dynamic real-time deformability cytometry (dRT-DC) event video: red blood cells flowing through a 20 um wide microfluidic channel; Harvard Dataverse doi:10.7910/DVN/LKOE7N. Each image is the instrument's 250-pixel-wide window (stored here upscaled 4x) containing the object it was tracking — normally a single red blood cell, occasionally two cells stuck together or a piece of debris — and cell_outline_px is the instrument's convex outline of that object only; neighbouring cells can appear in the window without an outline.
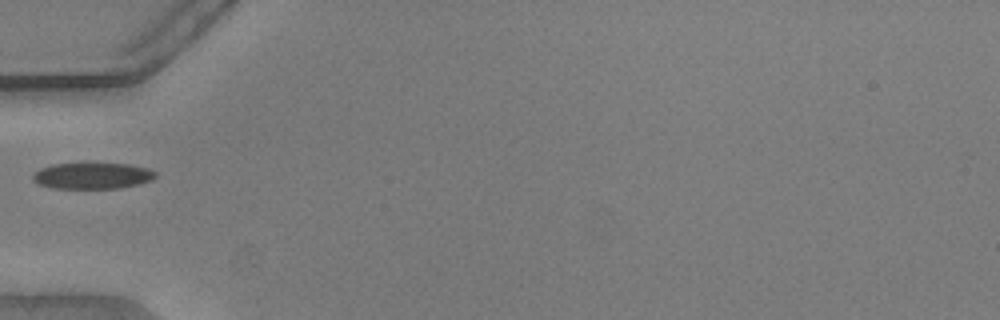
{"species": "common noctule bat (a hibernating species)", "species_latin": "Nyctalus noctula", "temperature_condition": "warm", "stored_images_in_passage": 36, "camera_frame_rate_fps": 3000, "um_per_image_px": 0.085, "animal": {"sex": "male", "body_mass_g": 20.5, "forearm_length_mm": 52.5}, "frame": {"image": 1, "passage_image": 1, "time_ms": 0.0, "image_size_px": [1000, 320], "cell_outline_px": [[156, 176], [152, 180], [140, 184], [120, 188], [52, 188], [40, 184], [32, 180], [32, 176], [40, 168], [52, 164], [128, 164], [148, 168], [156, 172]], "centroid_in_image_um": [7.87, 14.95], "position_along_channel_um": 77.1, "area_um2": 18.61}}
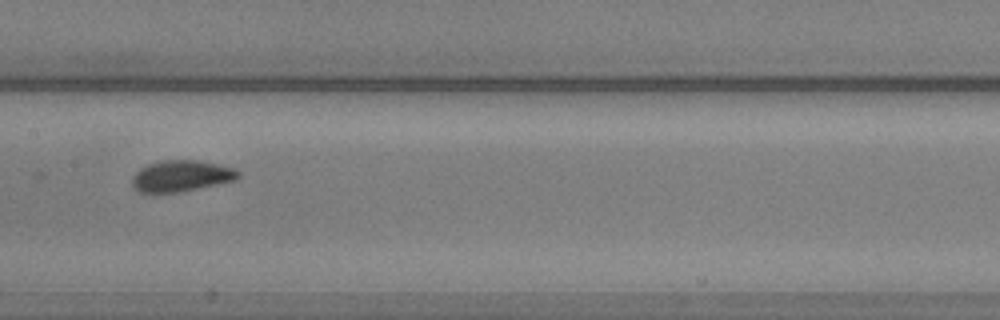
{"frame": {"image": 2, "passage_image": 10, "time_ms": 3.0, "image_size_px": [1000, 320], "cell_outline_px": [[240, 176], [236, 180], [180, 192], [136, 192], [132, 188], [132, 176], [140, 168], [148, 164], [160, 160], [196, 160], [216, 164], [232, 168], [240, 172]], "centroid_in_image_um": [15.36, 14.96], "position_along_channel_um": 192.0, "area_um2": 19.31}}
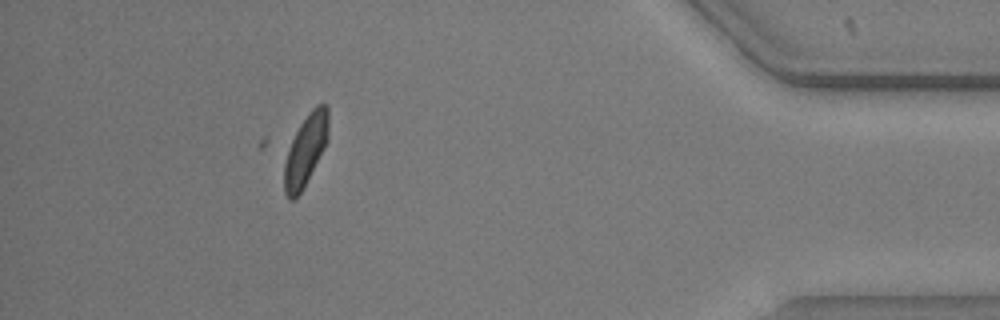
{"frame": {"image": 3, "passage_image": 31, "time_ms": 10.0, "image_size_px": [1000, 320], "cell_outline_px": [[328, 140], [304, 188], [292, 200], [288, 200], [284, 192], [284, 164], [292, 140], [300, 124], [312, 108], [316, 104], [328, 104]], "centroid_in_image_um": [25.99, 12.76], "position_along_channel_um": 409.2, "area_um2": 18.15}}